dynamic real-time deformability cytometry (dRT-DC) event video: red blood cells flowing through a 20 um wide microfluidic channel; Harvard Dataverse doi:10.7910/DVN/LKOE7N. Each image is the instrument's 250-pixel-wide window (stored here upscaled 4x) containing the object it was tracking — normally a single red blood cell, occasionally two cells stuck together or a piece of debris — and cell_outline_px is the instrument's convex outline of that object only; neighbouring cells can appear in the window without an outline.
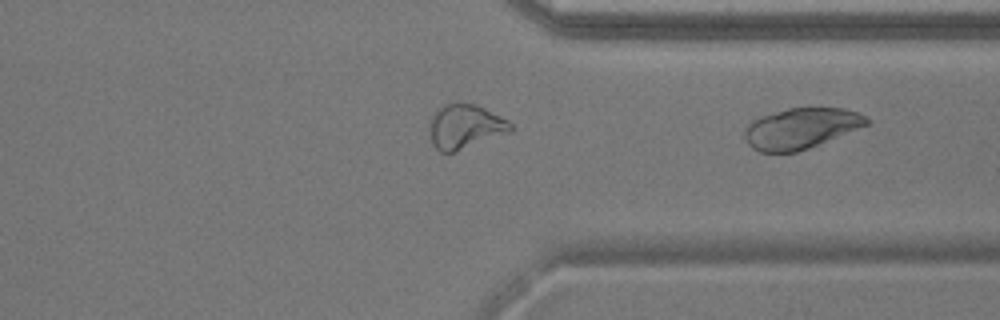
{"species": "common noctule bat (a hibernating species)", "species_latin": "Nyctalus noctula", "temperature_condition": "warm", "stored_images_in_passage": 38, "camera_frame_rate_fps": 3000, "um_per_image_px": 0.085, "animal": {"sex": "male", "body_mass_g": 17.9}, "frame": {"image": 1, "passage_image": 38, "time_ms": 12.333, "image_size_px": [1000, 320], "cell_outline_px": [[872, 120], [868, 124], [808, 148], [796, 152], [760, 152], [752, 148], [748, 144], [744, 136], [744, 132], [748, 124], [752, 120], [760, 116], [788, 108], [844, 108], [856, 112]], "centroid_in_image_um": [68.04, 10.9], "position_along_channel_um": 343.4, "area_um2": 28.61}}